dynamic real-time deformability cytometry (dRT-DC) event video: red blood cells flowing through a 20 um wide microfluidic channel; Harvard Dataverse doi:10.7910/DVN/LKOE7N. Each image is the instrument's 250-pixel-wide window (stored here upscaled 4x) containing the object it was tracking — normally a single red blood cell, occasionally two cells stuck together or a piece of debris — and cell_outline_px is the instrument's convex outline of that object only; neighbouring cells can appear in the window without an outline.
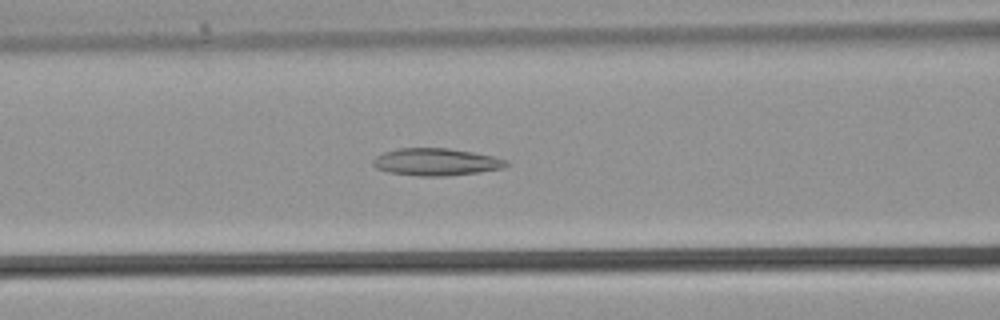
{"species": "common noctule bat (a hibernating species)", "species_latin": "Nyctalus noctula", "temperature_condition": "warm", "stored_images_in_passage": 34, "camera_frame_rate_fps": 3000, "um_per_image_px": 0.085, "animal": {"sex": "male", "body_mass_g": 21.5, "forearm_length_mm": 52.0}, "frame": {"image": 1, "passage_image": 13, "time_ms": 4.0, "image_size_px": [1000, 320], "cell_outline_px": [[512, 164], [504, 168], [476, 172], [444, 176], [420, 176], [388, 172], [376, 168], [372, 164], [372, 160], [376, 156], [384, 152], [396, 148], [448, 148], [472, 152], [492, 156], [508, 160]], "centroid_in_image_um": [37.07, 13.76], "position_along_channel_um": 129.5, "area_um2": 21.21}}
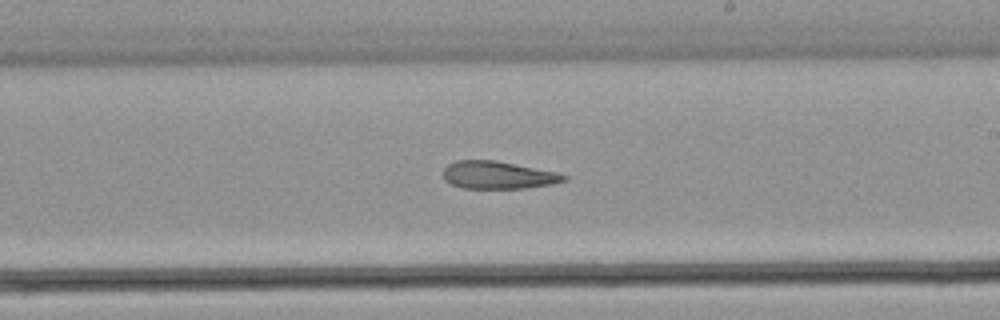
{"frame": {"image": 2, "passage_image": 19, "time_ms": 6.0, "image_size_px": [1000, 320], "cell_outline_px": [[568, 180], [552, 184], [524, 188], [464, 188], [452, 184], [444, 180], [444, 168], [448, 164], [456, 160], [496, 160], [560, 172], [568, 176]], "centroid_in_image_um": [42.38, 14.87], "position_along_channel_um": 246.6, "area_um2": 19.59}}
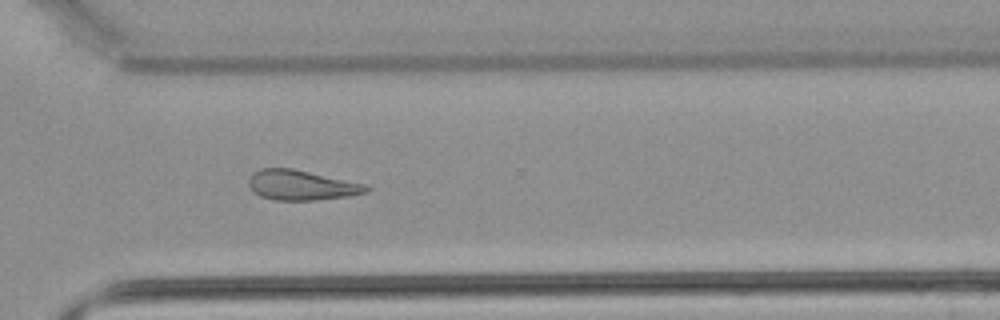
{"frame": {"image": 3, "passage_image": 24, "time_ms": 7.667, "image_size_px": [1000, 320], "cell_outline_px": [[372, 188], [368, 192], [348, 196], [312, 200], [272, 200], [260, 196], [248, 184], [248, 180], [252, 172], [260, 168], [292, 168], [364, 184]], "centroid_in_image_um": [25.6, 15.73], "position_along_channel_um": 345.0, "area_um2": 20.4}}